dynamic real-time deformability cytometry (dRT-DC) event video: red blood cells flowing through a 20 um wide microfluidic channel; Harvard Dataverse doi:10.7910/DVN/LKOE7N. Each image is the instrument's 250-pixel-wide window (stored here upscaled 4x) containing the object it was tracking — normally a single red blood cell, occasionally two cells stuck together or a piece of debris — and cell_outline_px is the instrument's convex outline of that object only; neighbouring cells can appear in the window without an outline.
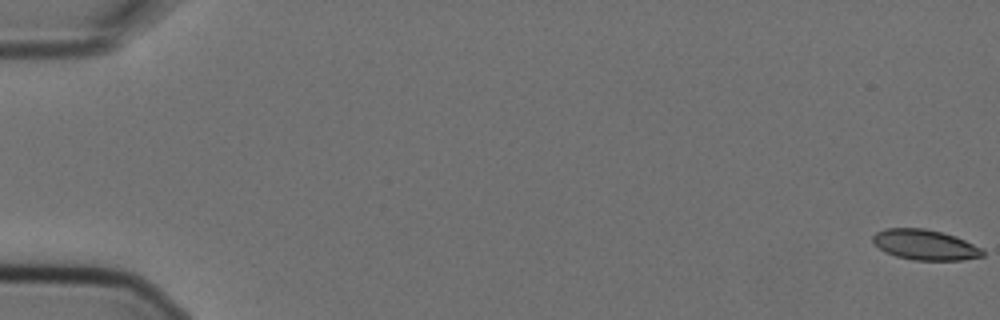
{"species": "Egyptian fruit bat (a non-hibernating species)", "species_latin": "Rousettus aegyptiacus", "temperature_condition": "cold", "stored_images_in_passage": 6, "camera_frame_rate_fps": 3000, "um_per_image_px": 0.085, "animal": {"sex": "female"}, "frame": {"image": 1, "passage_image": 1, "time_ms": 0.0, "image_size_px": [1000, 320], "cell_outline_px": [[984, 256], [964, 260], [912, 260], [896, 256], [884, 252], [872, 240], [872, 236], [876, 232], [884, 228], [924, 228], [956, 236], [980, 248], [984, 252]], "centroid_in_image_um": [78.6, 20.81], "position_along_channel_um": 6.4, "area_um2": 19.36}}
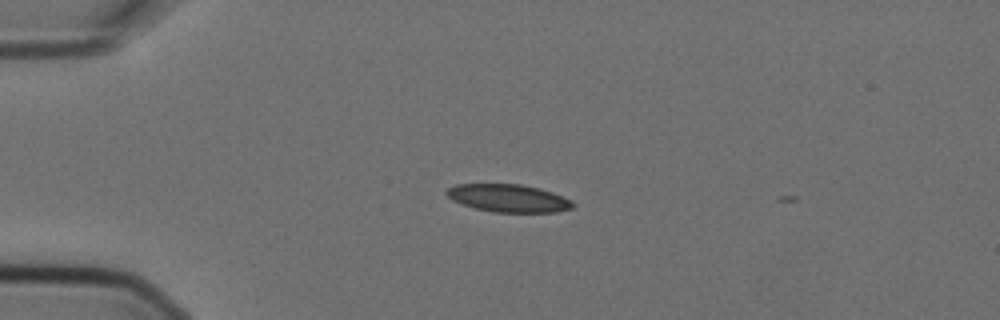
{"frame": {"image": 2, "passage_image": 5, "time_ms": 1.333, "image_size_px": [1000, 320], "cell_outline_px": [[576, 204], [572, 208], [556, 212], [492, 212], [476, 208], [452, 200], [444, 192], [448, 188], [456, 184], [520, 184], [540, 188], [552, 192], [572, 200]], "centroid_in_image_um": [43.24, 16.84], "position_along_channel_um": 41.8, "area_um2": 20.4}}